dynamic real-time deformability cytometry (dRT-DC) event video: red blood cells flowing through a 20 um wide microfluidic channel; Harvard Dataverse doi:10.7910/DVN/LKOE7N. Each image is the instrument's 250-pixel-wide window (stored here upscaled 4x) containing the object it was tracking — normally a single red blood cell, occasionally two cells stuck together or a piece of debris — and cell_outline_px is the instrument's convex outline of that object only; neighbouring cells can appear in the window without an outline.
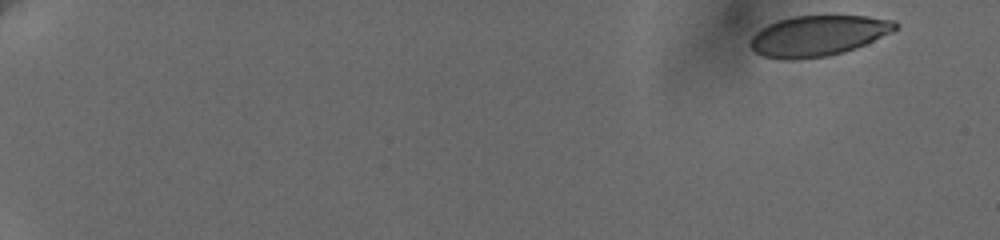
{"species": "human", "species_latin": "Homo sapiens", "temperature_condition": "cold", "stored_images_in_passage": 30, "camera_frame_rate_fps": 3000, "um_per_image_px": 0.085, "donor": {"sex": "female"}, "frame": {"image": 1, "passage_image": 1, "time_ms": 0.0, "image_size_px": [1000, 240], "cell_outline_px": [[896, 28], [892, 32], [856, 48], [844, 52], [828, 56], [796, 60], [780, 60], [764, 56], [756, 52], [748, 44], [752, 36], [760, 28], [776, 20], [792, 16], [868, 16], [892, 20], [896, 24]], "centroid_in_image_um": [69.48, 3.05], "position_along_channel_um": 15.5, "area_um2": 34.39}}
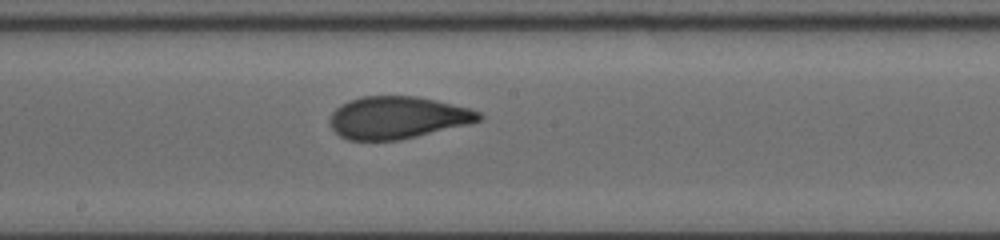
{"frame": {"image": 2, "passage_image": 17, "time_ms": 10.667, "image_size_px": [1000, 240], "cell_outline_px": [[484, 116], [480, 120], [468, 124], [400, 140], [348, 140], [340, 136], [332, 128], [332, 112], [340, 104], [348, 100], [360, 96], [416, 96], [436, 100], [468, 108], [480, 112]], "centroid_in_image_um": [33.78, 9.99], "position_along_channel_um": 214.4, "area_um2": 36.53}}
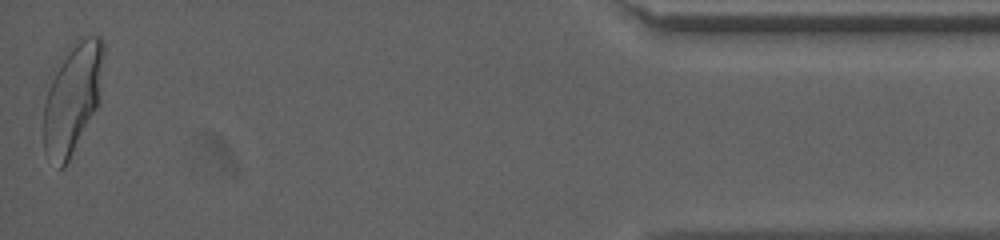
{"frame": {"image": 3, "passage_image": 30, "time_ms": 18.333, "image_size_px": [1000, 240], "cell_outline_px": [[104, 56], [96, 108], [64, 168], [60, 168], [44, 152], [44, 104], [52, 68], [68, 44], [76, 36], [100, 36], [104, 40]], "centroid_in_image_um": [6.13, 8.18], "position_along_channel_um": 429.1, "area_um2": 38.9}, "authors_computed_cell_mechanics": {"area_um2": 36.5874, "velocity_mm_per_s": 3.6413, "shape_relaxation_time_tau1_ms": 9.1734, "shape_relaxation_time_tau2_ms": null, "deformation_change_tau1": 0.2212, "deformation_change_tau2": null}}